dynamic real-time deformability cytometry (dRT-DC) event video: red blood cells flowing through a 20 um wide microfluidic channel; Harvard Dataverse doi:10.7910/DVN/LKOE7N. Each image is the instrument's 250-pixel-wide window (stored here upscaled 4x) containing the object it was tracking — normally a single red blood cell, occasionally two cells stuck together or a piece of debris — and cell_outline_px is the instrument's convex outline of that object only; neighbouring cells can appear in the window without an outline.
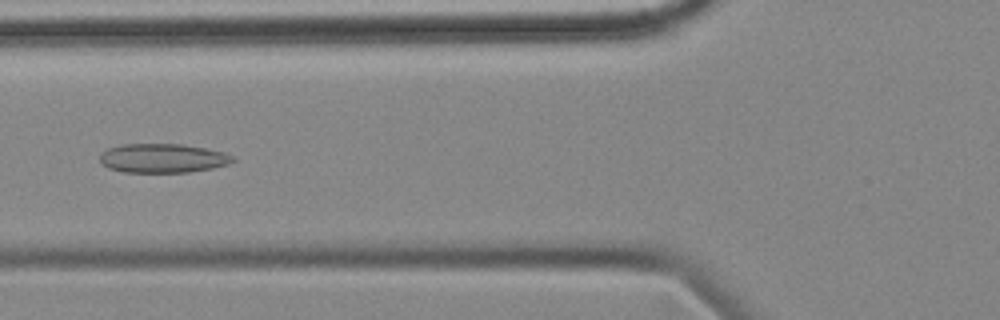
{"species": "common noctule bat (a hibernating species)", "species_latin": "Nyctalus noctula", "temperature_condition": "cold", "stored_images_in_passage": 54, "camera_frame_rate_fps": 3000, "um_per_image_px": 0.085, "animal": {"sex": "female", "body_mass_g": 18.4}, "frame": {"image": 1, "passage_image": 19, "time_ms": 6.0, "image_size_px": [1000, 320], "cell_outline_px": [[236, 160], [228, 164], [212, 168], [188, 172], [124, 172], [108, 168], [100, 164], [100, 156], [108, 148], [120, 144], [184, 144], [224, 152], [236, 156]], "centroid_in_image_um": [13.85, 13.44], "position_along_channel_um": 112.0, "area_um2": 22.66}}
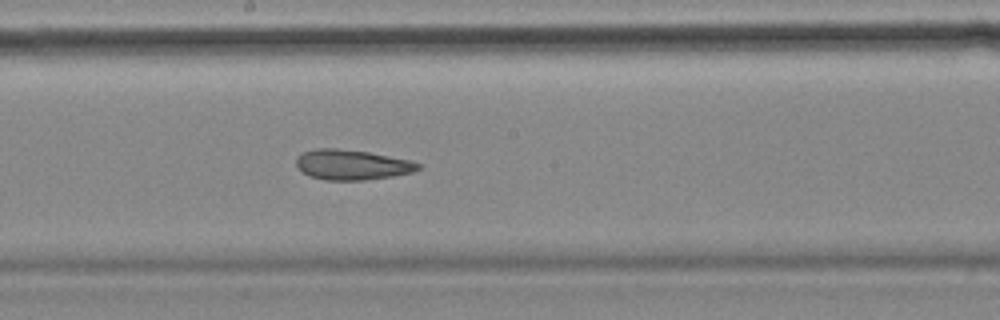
{"frame": {"image": 2, "passage_image": 28, "time_ms": 9.0, "image_size_px": [1000, 320], "cell_outline_px": [[420, 168], [412, 172], [392, 176], [364, 180], [324, 180], [308, 176], [296, 168], [296, 156], [304, 152], [316, 148], [336, 148], [368, 152], [408, 160], [420, 164]], "centroid_in_image_um": [29.84, 14.01], "position_along_channel_um": 218.4, "area_um2": 21.39}}
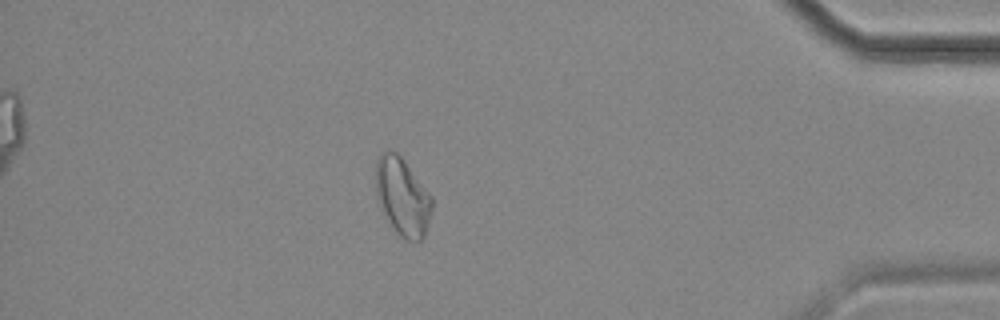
{"frame": {"image": 3, "passage_image": 47, "time_ms": 15.333, "image_size_px": [1000, 320], "cell_outline_px": [[432, 208], [428, 224], [424, 236], [420, 240], [404, 240], [396, 232], [380, 208], [376, 200], [376, 160], [388, 148], [396, 152], [404, 160], [432, 196]], "centroid_in_image_um": [34.19, 16.71], "position_along_channel_um": 401.0, "area_um2": 25.43}, "authors_computed_cell_mechanics": {"area_um2": 23.2934, "velocity_mm_per_s": 3.5527, "shape_relaxation_time_tau1_ms": null, "shape_relaxation_time_tau2_ms": 6.741, "deformation_change_tau1": null, "deformation_change_tau2": 0.1544}}